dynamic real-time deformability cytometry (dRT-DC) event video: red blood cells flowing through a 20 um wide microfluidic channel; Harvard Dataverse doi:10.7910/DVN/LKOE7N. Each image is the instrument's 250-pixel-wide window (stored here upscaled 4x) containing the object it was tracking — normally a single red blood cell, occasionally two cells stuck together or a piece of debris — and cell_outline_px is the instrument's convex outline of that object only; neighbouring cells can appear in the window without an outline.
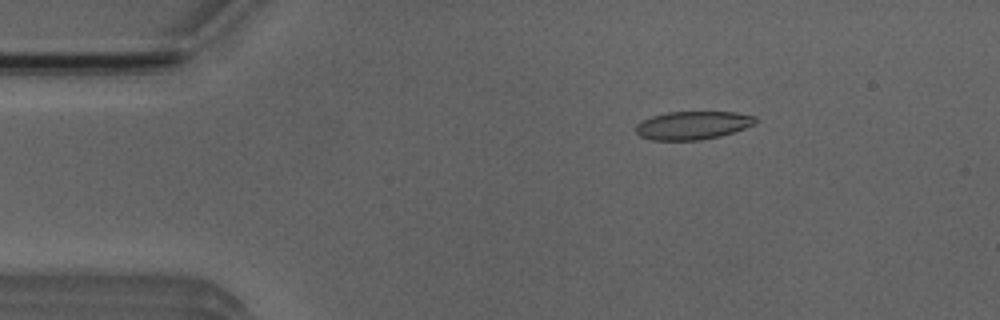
{"species": "Egyptian fruit bat (a non-hibernating species)", "species_latin": "Rousettus aegyptiacus", "temperature_condition": "room temperature", "stored_images_in_passage": 31, "camera_frame_rate_fps": 3000, "um_per_image_px": 0.085, "animal": {"sex": "male"}, "frame": {"image": 1, "passage_image": 2, "time_ms": 0.333, "image_size_px": [1000, 320], "cell_outline_px": [[756, 124], [720, 136], [700, 140], [652, 140], [640, 136], [636, 132], [636, 124], [652, 116], [668, 112], [736, 112], [756, 116]], "centroid_in_image_um": [58.89, 10.65], "position_along_channel_um": 26.1, "area_um2": 19.59}}
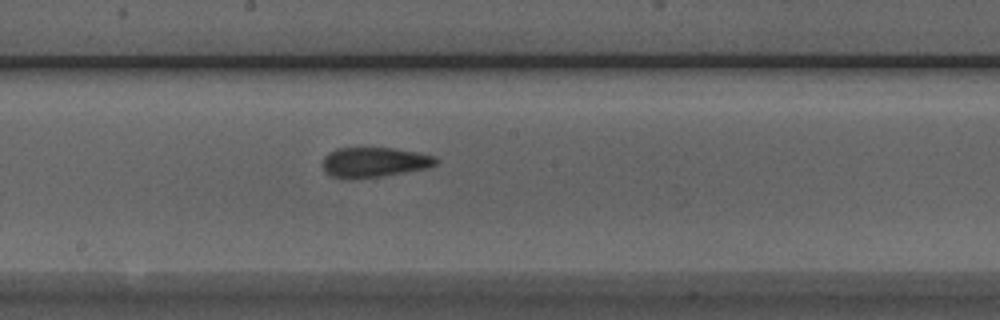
{"frame": {"image": 2, "passage_image": 21, "time_ms": 6.667, "image_size_px": [1000, 320], "cell_outline_px": [[440, 160], [436, 164], [424, 168], [404, 172], [380, 176], [348, 180], [332, 176], [324, 172], [320, 164], [324, 156], [328, 152], [336, 148], [392, 148], [416, 152], [432, 156]], "centroid_in_image_um": [31.7, 13.79], "position_along_channel_um": 216.5, "area_um2": 19.88}}
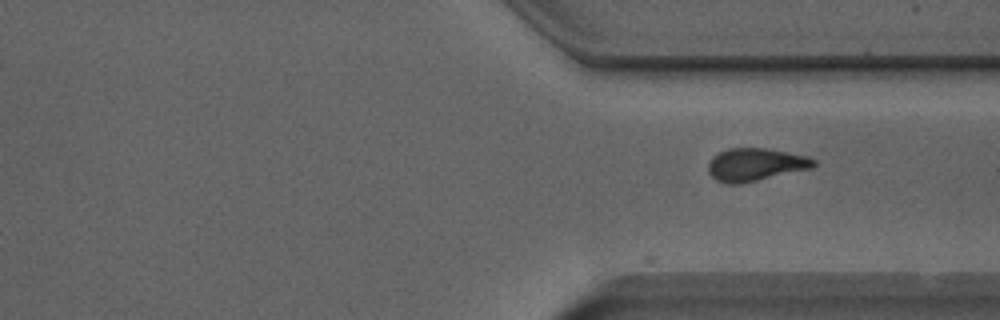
{"frame": {"image": 3, "passage_image": 31, "time_ms": 10.0, "image_size_px": [1000, 320], "cell_outline_px": [[816, 164], [812, 168], [740, 184], [728, 184], [716, 180], [708, 172], [708, 164], [712, 156], [728, 148], [764, 148], [808, 156], [816, 160]], "centroid_in_image_um": [64.2, 13.99], "position_along_channel_um": 347.2, "area_um2": 20.11}}